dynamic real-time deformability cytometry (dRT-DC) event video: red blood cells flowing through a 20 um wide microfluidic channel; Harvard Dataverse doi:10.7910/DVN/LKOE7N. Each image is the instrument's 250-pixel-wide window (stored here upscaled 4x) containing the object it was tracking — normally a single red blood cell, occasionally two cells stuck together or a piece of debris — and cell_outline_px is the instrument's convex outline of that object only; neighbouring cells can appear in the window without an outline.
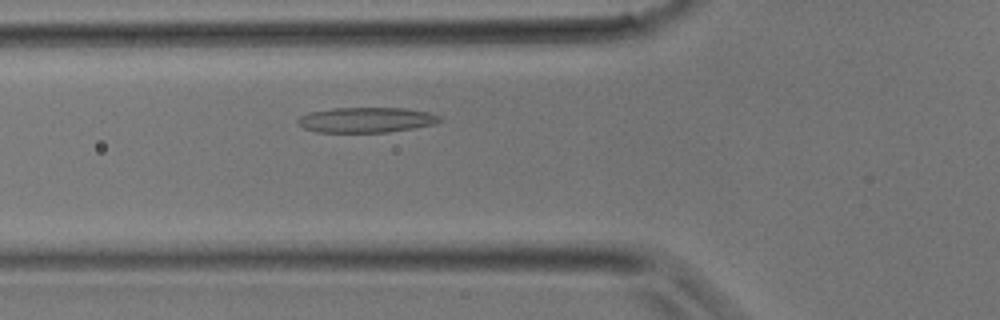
{"species": "common noctule bat (a hibernating species)", "species_latin": "Nyctalus noctula", "temperature_condition": "room temperature", "stored_images_in_passage": 26, "camera_frame_rate_fps": 3000, "um_per_image_px": 0.085, "animal": {"sex": "male", "body_mass_g": 17.9}, "frame": {"image": 1, "passage_image": 7, "time_ms": 2.0, "image_size_px": [1000, 320], "cell_outline_px": [[444, 120], [436, 124], [388, 132], [316, 132], [304, 128], [296, 120], [300, 116], [308, 112], [332, 108], [404, 108], [428, 112], [440, 116]], "centroid_in_image_um": [31.14, 10.19], "position_along_channel_um": 94.7, "area_um2": 20.92}}
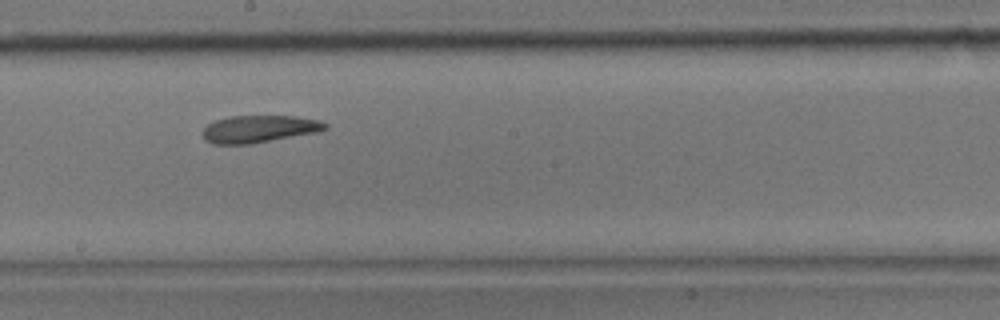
{"frame": {"image": 2, "passage_image": 14, "time_ms": 4.333, "image_size_px": [1000, 320], "cell_outline_px": [[328, 128], [316, 132], [252, 144], [212, 144], [204, 140], [200, 132], [208, 124], [216, 120], [232, 116], [296, 116], [316, 120], [328, 124]], "centroid_in_image_um": [21.97, 10.97], "position_along_channel_um": 226.2, "area_um2": 19.48}}
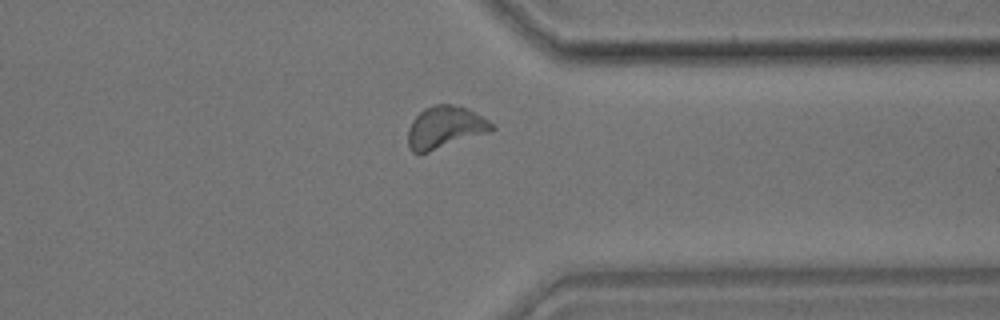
{"frame": {"image": 3, "passage_image": 22, "time_ms": 7.0, "image_size_px": [1000, 320], "cell_outline_px": [[496, 128], [492, 132], [428, 152], [412, 152], [408, 148], [408, 128], [412, 120], [424, 108], [436, 104], [452, 104], [468, 108], [488, 120]], "centroid_in_image_um": [37.84, 10.82], "position_along_channel_um": 373.6, "area_um2": 20.75}}